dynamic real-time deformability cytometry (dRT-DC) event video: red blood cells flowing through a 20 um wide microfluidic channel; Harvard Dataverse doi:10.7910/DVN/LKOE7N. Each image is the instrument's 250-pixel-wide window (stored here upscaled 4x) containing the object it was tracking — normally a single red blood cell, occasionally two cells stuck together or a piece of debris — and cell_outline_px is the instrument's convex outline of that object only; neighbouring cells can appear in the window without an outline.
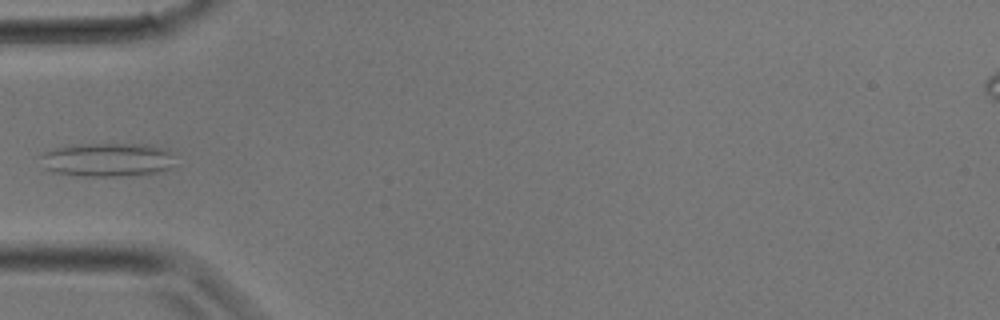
{"species": "common noctule bat (a hibernating species)", "species_latin": "Nyctalus noctula", "temperature_condition": "room temperature", "stored_images_in_passage": 11, "camera_frame_rate_fps": 3000, "um_per_image_px": 0.085, "animal": {"sex": "male", "body_mass_g": 17.9}, "frame": {"image": 1, "passage_image": 10, "time_ms": 3.0, "image_size_px": [1000, 320], "cell_outline_px": [[176, 168], [164, 172], [140, 176], [84, 176], [52, 172], [44, 168], [36, 156], [44, 152], [56, 148], [72, 144], [148, 144], [168, 148], [176, 152]], "centroid_in_image_um": [9.26, 13.59], "position_along_channel_um": 75.7, "area_um2": 27.92}}